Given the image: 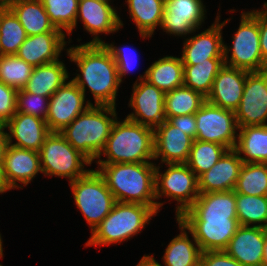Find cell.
Returning <instances> with one entry per match:
<instances>
[{"instance_id": "obj_1", "label": "cell", "mask_w": 267, "mask_h": 266, "mask_svg": "<svg viewBox=\"0 0 267 266\" xmlns=\"http://www.w3.org/2000/svg\"><path fill=\"white\" fill-rule=\"evenodd\" d=\"M197 241L201 251H224L240 226L234 191L199 194L179 218Z\"/></svg>"}, {"instance_id": "obj_2", "label": "cell", "mask_w": 267, "mask_h": 266, "mask_svg": "<svg viewBox=\"0 0 267 266\" xmlns=\"http://www.w3.org/2000/svg\"><path fill=\"white\" fill-rule=\"evenodd\" d=\"M67 51L70 61L77 64L79 72L71 79L86 95V86L92 93L95 105L116 107L120 87L118 70L114 59L104 44H81Z\"/></svg>"}, {"instance_id": "obj_3", "label": "cell", "mask_w": 267, "mask_h": 266, "mask_svg": "<svg viewBox=\"0 0 267 266\" xmlns=\"http://www.w3.org/2000/svg\"><path fill=\"white\" fill-rule=\"evenodd\" d=\"M98 166L96 170L104 178L115 201L150 206L156 213L162 208L163 203L155 199V163H115Z\"/></svg>"}, {"instance_id": "obj_4", "label": "cell", "mask_w": 267, "mask_h": 266, "mask_svg": "<svg viewBox=\"0 0 267 266\" xmlns=\"http://www.w3.org/2000/svg\"><path fill=\"white\" fill-rule=\"evenodd\" d=\"M104 155L107 159H101ZM154 160V129L125 118L115 120L97 164L146 163Z\"/></svg>"}, {"instance_id": "obj_5", "label": "cell", "mask_w": 267, "mask_h": 266, "mask_svg": "<svg viewBox=\"0 0 267 266\" xmlns=\"http://www.w3.org/2000/svg\"><path fill=\"white\" fill-rule=\"evenodd\" d=\"M116 119V107L92 104L60 133L92 162L103 150Z\"/></svg>"}, {"instance_id": "obj_6", "label": "cell", "mask_w": 267, "mask_h": 266, "mask_svg": "<svg viewBox=\"0 0 267 266\" xmlns=\"http://www.w3.org/2000/svg\"><path fill=\"white\" fill-rule=\"evenodd\" d=\"M154 215L157 213L150 206L116 201L111 212L93 230L85 246L122 243L141 232Z\"/></svg>"}, {"instance_id": "obj_7", "label": "cell", "mask_w": 267, "mask_h": 266, "mask_svg": "<svg viewBox=\"0 0 267 266\" xmlns=\"http://www.w3.org/2000/svg\"><path fill=\"white\" fill-rule=\"evenodd\" d=\"M232 37L233 46L229 48L224 43L225 65L248 72L267 70L260 49L259 10L242 12L238 30Z\"/></svg>"}, {"instance_id": "obj_8", "label": "cell", "mask_w": 267, "mask_h": 266, "mask_svg": "<svg viewBox=\"0 0 267 266\" xmlns=\"http://www.w3.org/2000/svg\"><path fill=\"white\" fill-rule=\"evenodd\" d=\"M41 170L45 176L68 178L69 182L85 176L92 162L76 150L60 132H50L41 146Z\"/></svg>"}, {"instance_id": "obj_9", "label": "cell", "mask_w": 267, "mask_h": 266, "mask_svg": "<svg viewBox=\"0 0 267 266\" xmlns=\"http://www.w3.org/2000/svg\"><path fill=\"white\" fill-rule=\"evenodd\" d=\"M74 202L93 230L111 212L115 199L97 170L69 182Z\"/></svg>"}, {"instance_id": "obj_10", "label": "cell", "mask_w": 267, "mask_h": 266, "mask_svg": "<svg viewBox=\"0 0 267 266\" xmlns=\"http://www.w3.org/2000/svg\"><path fill=\"white\" fill-rule=\"evenodd\" d=\"M167 169L160 173L155 170V199L162 196L177 201L176 219L188 210L199 196L198 177L186 163L166 164ZM180 204V205H179Z\"/></svg>"}, {"instance_id": "obj_11", "label": "cell", "mask_w": 267, "mask_h": 266, "mask_svg": "<svg viewBox=\"0 0 267 266\" xmlns=\"http://www.w3.org/2000/svg\"><path fill=\"white\" fill-rule=\"evenodd\" d=\"M195 140L218 143L234 149L237 143L235 112L215 106L205 101L195 112Z\"/></svg>"}, {"instance_id": "obj_12", "label": "cell", "mask_w": 267, "mask_h": 266, "mask_svg": "<svg viewBox=\"0 0 267 266\" xmlns=\"http://www.w3.org/2000/svg\"><path fill=\"white\" fill-rule=\"evenodd\" d=\"M235 116L238 127L267 125V70L247 72Z\"/></svg>"}, {"instance_id": "obj_13", "label": "cell", "mask_w": 267, "mask_h": 266, "mask_svg": "<svg viewBox=\"0 0 267 266\" xmlns=\"http://www.w3.org/2000/svg\"><path fill=\"white\" fill-rule=\"evenodd\" d=\"M72 81H66L49 99L47 127L50 132H60L92 103ZM86 103V104H85Z\"/></svg>"}, {"instance_id": "obj_14", "label": "cell", "mask_w": 267, "mask_h": 266, "mask_svg": "<svg viewBox=\"0 0 267 266\" xmlns=\"http://www.w3.org/2000/svg\"><path fill=\"white\" fill-rule=\"evenodd\" d=\"M129 107L132 113L126 118L155 129L166 119L165 93L145 79L133 84Z\"/></svg>"}, {"instance_id": "obj_15", "label": "cell", "mask_w": 267, "mask_h": 266, "mask_svg": "<svg viewBox=\"0 0 267 266\" xmlns=\"http://www.w3.org/2000/svg\"><path fill=\"white\" fill-rule=\"evenodd\" d=\"M205 12L202 0H165L160 27L170 35L185 37L200 29Z\"/></svg>"}, {"instance_id": "obj_16", "label": "cell", "mask_w": 267, "mask_h": 266, "mask_svg": "<svg viewBox=\"0 0 267 266\" xmlns=\"http://www.w3.org/2000/svg\"><path fill=\"white\" fill-rule=\"evenodd\" d=\"M78 19L83 22L84 29L94 36L87 44H103L104 40L98 36L100 33H115L123 26L116 8L102 0H79L75 28Z\"/></svg>"}, {"instance_id": "obj_17", "label": "cell", "mask_w": 267, "mask_h": 266, "mask_svg": "<svg viewBox=\"0 0 267 266\" xmlns=\"http://www.w3.org/2000/svg\"><path fill=\"white\" fill-rule=\"evenodd\" d=\"M230 19L220 22V15L215 22L203 32L186 38L183 43L181 60L183 65H197L208 59H224V42L222 28Z\"/></svg>"}, {"instance_id": "obj_18", "label": "cell", "mask_w": 267, "mask_h": 266, "mask_svg": "<svg viewBox=\"0 0 267 266\" xmlns=\"http://www.w3.org/2000/svg\"><path fill=\"white\" fill-rule=\"evenodd\" d=\"M65 36L62 31L27 36L15 55L33 67L56 62L65 50Z\"/></svg>"}, {"instance_id": "obj_19", "label": "cell", "mask_w": 267, "mask_h": 266, "mask_svg": "<svg viewBox=\"0 0 267 266\" xmlns=\"http://www.w3.org/2000/svg\"><path fill=\"white\" fill-rule=\"evenodd\" d=\"M193 139L168 120L154 129V160L161 163H186Z\"/></svg>"}, {"instance_id": "obj_20", "label": "cell", "mask_w": 267, "mask_h": 266, "mask_svg": "<svg viewBox=\"0 0 267 266\" xmlns=\"http://www.w3.org/2000/svg\"><path fill=\"white\" fill-rule=\"evenodd\" d=\"M247 72L224 64L213 81L211 92L206 101L235 112L240 105Z\"/></svg>"}, {"instance_id": "obj_21", "label": "cell", "mask_w": 267, "mask_h": 266, "mask_svg": "<svg viewBox=\"0 0 267 266\" xmlns=\"http://www.w3.org/2000/svg\"><path fill=\"white\" fill-rule=\"evenodd\" d=\"M243 165L235 149H228L210 170L198 177L199 194L233 191Z\"/></svg>"}, {"instance_id": "obj_22", "label": "cell", "mask_w": 267, "mask_h": 266, "mask_svg": "<svg viewBox=\"0 0 267 266\" xmlns=\"http://www.w3.org/2000/svg\"><path fill=\"white\" fill-rule=\"evenodd\" d=\"M4 176L11 189L27 186L41 170L39 152L18 148L12 145L7 147L3 161ZM23 184L20 186L18 183Z\"/></svg>"}, {"instance_id": "obj_23", "label": "cell", "mask_w": 267, "mask_h": 266, "mask_svg": "<svg viewBox=\"0 0 267 266\" xmlns=\"http://www.w3.org/2000/svg\"><path fill=\"white\" fill-rule=\"evenodd\" d=\"M9 145L39 152L46 136L50 133L45 120L16 112L5 124ZM15 138L16 143H12Z\"/></svg>"}, {"instance_id": "obj_24", "label": "cell", "mask_w": 267, "mask_h": 266, "mask_svg": "<svg viewBox=\"0 0 267 266\" xmlns=\"http://www.w3.org/2000/svg\"><path fill=\"white\" fill-rule=\"evenodd\" d=\"M264 228L239 226L224 250L243 266H261Z\"/></svg>"}, {"instance_id": "obj_25", "label": "cell", "mask_w": 267, "mask_h": 266, "mask_svg": "<svg viewBox=\"0 0 267 266\" xmlns=\"http://www.w3.org/2000/svg\"><path fill=\"white\" fill-rule=\"evenodd\" d=\"M146 80L164 93L183 86L184 65L181 57L165 56L152 63L135 82Z\"/></svg>"}, {"instance_id": "obj_26", "label": "cell", "mask_w": 267, "mask_h": 266, "mask_svg": "<svg viewBox=\"0 0 267 266\" xmlns=\"http://www.w3.org/2000/svg\"><path fill=\"white\" fill-rule=\"evenodd\" d=\"M6 5L16 15L27 36L60 31L51 23L40 0H10Z\"/></svg>"}, {"instance_id": "obj_27", "label": "cell", "mask_w": 267, "mask_h": 266, "mask_svg": "<svg viewBox=\"0 0 267 266\" xmlns=\"http://www.w3.org/2000/svg\"><path fill=\"white\" fill-rule=\"evenodd\" d=\"M66 68L60 60L34 67L23 89L29 93L50 98L68 80L69 73Z\"/></svg>"}, {"instance_id": "obj_28", "label": "cell", "mask_w": 267, "mask_h": 266, "mask_svg": "<svg viewBox=\"0 0 267 266\" xmlns=\"http://www.w3.org/2000/svg\"><path fill=\"white\" fill-rule=\"evenodd\" d=\"M176 221L181 232L168 244L162 258L164 266H200L202 251L197 241L189 230L187 232V228L182 222L178 219ZM187 233L191 234L193 241L189 239Z\"/></svg>"}, {"instance_id": "obj_29", "label": "cell", "mask_w": 267, "mask_h": 266, "mask_svg": "<svg viewBox=\"0 0 267 266\" xmlns=\"http://www.w3.org/2000/svg\"><path fill=\"white\" fill-rule=\"evenodd\" d=\"M238 131L234 149L243 163H267V125L238 127Z\"/></svg>"}, {"instance_id": "obj_30", "label": "cell", "mask_w": 267, "mask_h": 266, "mask_svg": "<svg viewBox=\"0 0 267 266\" xmlns=\"http://www.w3.org/2000/svg\"><path fill=\"white\" fill-rule=\"evenodd\" d=\"M129 16L135 22L142 38H150L161 25L165 0H126Z\"/></svg>"}, {"instance_id": "obj_31", "label": "cell", "mask_w": 267, "mask_h": 266, "mask_svg": "<svg viewBox=\"0 0 267 266\" xmlns=\"http://www.w3.org/2000/svg\"><path fill=\"white\" fill-rule=\"evenodd\" d=\"M223 66L224 59H208V62L197 65H184L183 85L207 98L211 92L213 81Z\"/></svg>"}, {"instance_id": "obj_32", "label": "cell", "mask_w": 267, "mask_h": 266, "mask_svg": "<svg viewBox=\"0 0 267 266\" xmlns=\"http://www.w3.org/2000/svg\"><path fill=\"white\" fill-rule=\"evenodd\" d=\"M206 101V98L193 89L180 86L165 93V116L168 120L173 116L195 114Z\"/></svg>"}, {"instance_id": "obj_33", "label": "cell", "mask_w": 267, "mask_h": 266, "mask_svg": "<svg viewBox=\"0 0 267 266\" xmlns=\"http://www.w3.org/2000/svg\"><path fill=\"white\" fill-rule=\"evenodd\" d=\"M235 195L239 225L267 228V196Z\"/></svg>"}, {"instance_id": "obj_34", "label": "cell", "mask_w": 267, "mask_h": 266, "mask_svg": "<svg viewBox=\"0 0 267 266\" xmlns=\"http://www.w3.org/2000/svg\"><path fill=\"white\" fill-rule=\"evenodd\" d=\"M233 191L243 195L267 196V163H243Z\"/></svg>"}, {"instance_id": "obj_35", "label": "cell", "mask_w": 267, "mask_h": 266, "mask_svg": "<svg viewBox=\"0 0 267 266\" xmlns=\"http://www.w3.org/2000/svg\"><path fill=\"white\" fill-rule=\"evenodd\" d=\"M26 37L18 18L6 5L0 12L1 55H15Z\"/></svg>"}, {"instance_id": "obj_36", "label": "cell", "mask_w": 267, "mask_h": 266, "mask_svg": "<svg viewBox=\"0 0 267 266\" xmlns=\"http://www.w3.org/2000/svg\"><path fill=\"white\" fill-rule=\"evenodd\" d=\"M227 150L218 143L193 140L186 164L199 177L210 170Z\"/></svg>"}, {"instance_id": "obj_37", "label": "cell", "mask_w": 267, "mask_h": 266, "mask_svg": "<svg viewBox=\"0 0 267 266\" xmlns=\"http://www.w3.org/2000/svg\"><path fill=\"white\" fill-rule=\"evenodd\" d=\"M55 28L70 36L75 28L79 0H40Z\"/></svg>"}, {"instance_id": "obj_38", "label": "cell", "mask_w": 267, "mask_h": 266, "mask_svg": "<svg viewBox=\"0 0 267 266\" xmlns=\"http://www.w3.org/2000/svg\"><path fill=\"white\" fill-rule=\"evenodd\" d=\"M33 69L32 65L16 55L0 56V81L16 90L26 86Z\"/></svg>"}, {"instance_id": "obj_39", "label": "cell", "mask_w": 267, "mask_h": 266, "mask_svg": "<svg viewBox=\"0 0 267 266\" xmlns=\"http://www.w3.org/2000/svg\"><path fill=\"white\" fill-rule=\"evenodd\" d=\"M49 97L29 93L24 89L17 92L16 112L32 115L46 120L48 115Z\"/></svg>"}, {"instance_id": "obj_40", "label": "cell", "mask_w": 267, "mask_h": 266, "mask_svg": "<svg viewBox=\"0 0 267 266\" xmlns=\"http://www.w3.org/2000/svg\"><path fill=\"white\" fill-rule=\"evenodd\" d=\"M103 44L108 49L116 63L119 80L122 83L123 76L131 72V70L137 66V60H139L138 54L132 46H123L120 48L115 47L113 42L111 44L104 42Z\"/></svg>"}, {"instance_id": "obj_41", "label": "cell", "mask_w": 267, "mask_h": 266, "mask_svg": "<svg viewBox=\"0 0 267 266\" xmlns=\"http://www.w3.org/2000/svg\"><path fill=\"white\" fill-rule=\"evenodd\" d=\"M17 92L0 81V124H6L16 113Z\"/></svg>"}, {"instance_id": "obj_42", "label": "cell", "mask_w": 267, "mask_h": 266, "mask_svg": "<svg viewBox=\"0 0 267 266\" xmlns=\"http://www.w3.org/2000/svg\"><path fill=\"white\" fill-rule=\"evenodd\" d=\"M200 266H243L225 251H203Z\"/></svg>"}, {"instance_id": "obj_43", "label": "cell", "mask_w": 267, "mask_h": 266, "mask_svg": "<svg viewBox=\"0 0 267 266\" xmlns=\"http://www.w3.org/2000/svg\"><path fill=\"white\" fill-rule=\"evenodd\" d=\"M168 121L176 128L181 129L193 140L196 138V119L195 114L173 116Z\"/></svg>"}, {"instance_id": "obj_44", "label": "cell", "mask_w": 267, "mask_h": 266, "mask_svg": "<svg viewBox=\"0 0 267 266\" xmlns=\"http://www.w3.org/2000/svg\"><path fill=\"white\" fill-rule=\"evenodd\" d=\"M262 8L259 10L260 49L262 60L267 66V2L263 4Z\"/></svg>"}, {"instance_id": "obj_45", "label": "cell", "mask_w": 267, "mask_h": 266, "mask_svg": "<svg viewBox=\"0 0 267 266\" xmlns=\"http://www.w3.org/2000/svg\"><path fill=\"white\" fill-rule=\"evenodd\" d=\"M9 140L7 132H5V125L0 124V163H3Z\"/></svg>"}, {"instance_id": "obj_46", "label": "cell", "mask_w": 267, "mask_h": 266, "mask_svg": "<svg viewBox=\"0 0 267 266\" xmlns=\"http://www.w3.org/2000/svg\"><path fill=\"white\" fill-rule=\"evenodd\" d=\"M136 266H162L152 255H144Z\"/></svg>"}, {"instance_id": "obj_47", "label": "cell", "mask_w": 267, "mask_h": 266, "mask_svg": "<svg viewBox=\"0 0 267 266\" xmlns=\"http://www.w3.org/2000/svg\"><path fill=\"white\" fill-rule=\"evenodd\" d=\"M11 190L4 176L3 163H0V194Z\"/></svg>"}, {"instance_id": "obj_48", "label": "cell", "mask_w": 267, "mask_h": 266, "mask_svg": "<svg viewBox=\"0 0 267 266\" xmlns=\"http://www.w3.org/2000/svg\"><path fill=\"white\" fill-rule=\"evenodd\" d=\"M261 266H267V228H264L263 260Z\"/></svg>"}, {"instance_id": "obj_49", "label": "cell", "mask_w": 267, "mask_h": 266, "mask_svg": "<svg viewBox=\"0 0 267 266\" xmlns=\"http://www.w3.org/2000/svg\"><path fill=\"white\" fill-rule=\"evenodd\" d=\"M3 257V247H2V237H1V234H0V258Z\"/></svg>"}, {"instance_id": "obj_50", "label": "cell", "mask_w": 267, "mask_h": 266, "mask_svg": "<svg viewBox=\"0 0 267 266\" xmlns=\"http://www.w3.org/2000/svg\"><path fill=\"white\" fill-rule=\"evenodd\" d=\"M6 6V2L3 0H0V12L3 10V8Z\"/></svg>"}]
</instances>
